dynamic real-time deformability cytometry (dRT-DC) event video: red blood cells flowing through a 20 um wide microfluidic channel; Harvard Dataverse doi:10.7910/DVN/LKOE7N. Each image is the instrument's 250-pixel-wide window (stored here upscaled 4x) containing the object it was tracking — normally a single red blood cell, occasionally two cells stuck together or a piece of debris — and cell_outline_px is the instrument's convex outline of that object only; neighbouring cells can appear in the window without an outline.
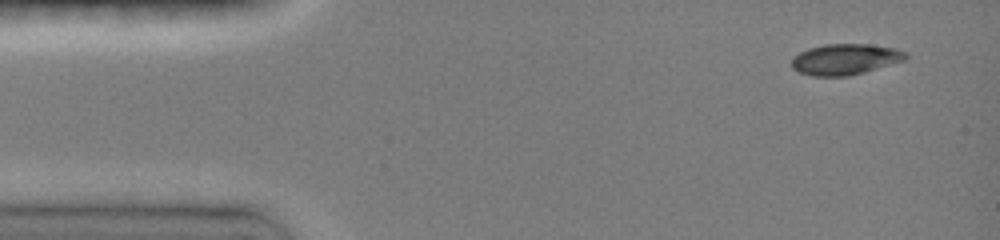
{"species": "common noctule bat (a hibernating species)", "species_latin": "Nyctalus noctula", "temperature_condition": "room temperature", "stored_images_in_passage": 7, "camera_frame_rate_fps": 3000, "um_per_image_px": 0.085, "animal": {"sex": "female", "body_mass_g": 19.0, "forearm_length_mm": 51.5}, "frame": {"image": 1, "passage_image": 1, "time_ms": 0.0, "image_size_px": [1000, 240], "cell_outline_px": [[908, 56], [904, 60], [864, 72], [848, 76], [812, 76], [800, 72], [792, 68], [792, 56], [808, 48], [824, 44], [868, 44], [896, 48], [908, 52]], "centroid_in_image_um": [71.84, 5.03], "position_along_channel_um": 13.2, "area_um2": 20.58}}
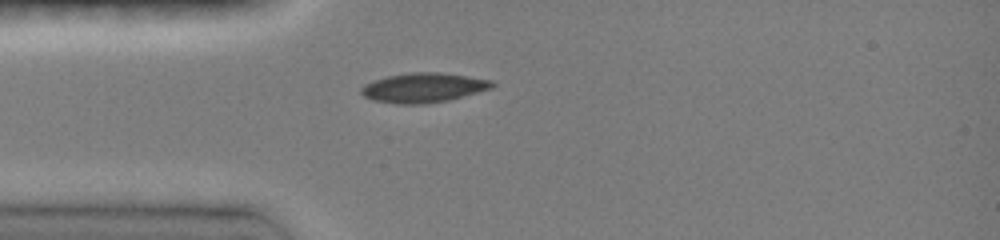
{"frame": {"image": 2, "passage_image": 5, "time_ms": 1.333, "image_size_px": [1000, 240], "cell_outline_px": [[496, 84], [492, 88], [448, 100], [424, 104], [396, 104], [372, 100], [364, 96], [360, 92], [360, 88], [364, 84], [372, 80], [388, 76], [412, 72], [440, 72], [468, 76], [492, 80]], "centroid_in_image_um": [35.97, 7.45], "position_along_channel_um": 49.0, "area_um2": 22.66}}